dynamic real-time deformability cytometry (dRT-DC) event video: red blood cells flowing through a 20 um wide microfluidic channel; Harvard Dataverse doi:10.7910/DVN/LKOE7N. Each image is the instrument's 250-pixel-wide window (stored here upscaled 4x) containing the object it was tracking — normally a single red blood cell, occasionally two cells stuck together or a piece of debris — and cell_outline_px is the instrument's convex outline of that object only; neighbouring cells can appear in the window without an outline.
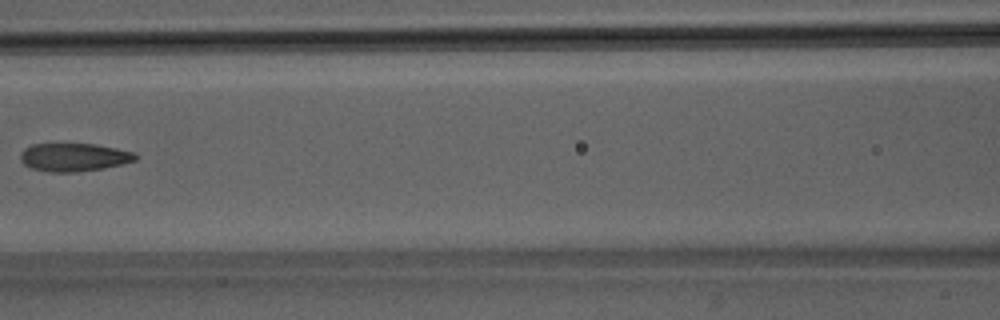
{"species": "Egyptian fruit bat (a non-hibernating species)", "species_latin": "Rousettus aegyptiacus", "temperature_condition": "room temperature", "stored_images_in_passage": 7, "camera_frame_rate_fps": 3000, "um_per_image_px": 0.085, "animal": {"sex": "male"}, "frame": {"image": 1, "passage_image": 6, "time_ms": 1.667, "image_size_px": [1000, 320], "cell_outline_px": [[140, 156], [136, 160], [104, 168], [76, 172], [48, 172], [32, 168], [24, 164], [20, 160], [20, 152], [24, 148], [32, 144], [96, 144], [116, 148], [132, 152]], "centroid_in_image_um": [6.26, 13.36], "position_along_channel_um": 160.3, "area_um2": 18.9}}